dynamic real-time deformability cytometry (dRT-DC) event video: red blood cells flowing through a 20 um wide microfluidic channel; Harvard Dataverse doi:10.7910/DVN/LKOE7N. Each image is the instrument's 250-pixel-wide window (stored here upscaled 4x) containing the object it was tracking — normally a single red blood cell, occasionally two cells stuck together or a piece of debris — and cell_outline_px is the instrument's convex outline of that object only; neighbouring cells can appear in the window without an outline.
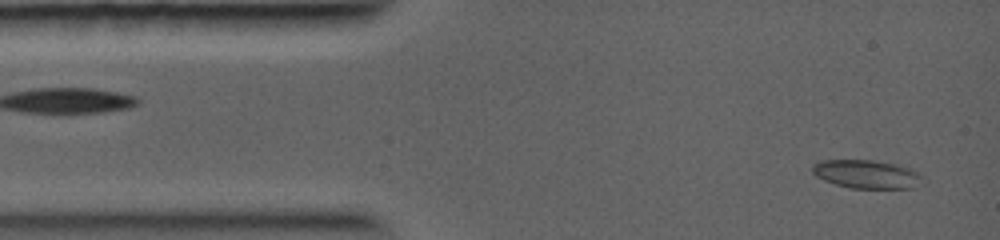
{"species": "common noctule bat (a hibernating species)", "species_latin": "Nyctalus noctula", "temperature_condition": "warm", "stored_images_in_passage": 2, "camera_frame_rate_fps": 5000, "um_per_image_px": 0.085, "animal": {"sex": "female", "body_mass_g": 19.0, "forearm_length_mm": 56.7}, "frame": {"image": 1, "passage_image": 2, "time_ms": 0.6, "image_size_px": [1000, 240], "cell_outline_px": [[924, 184], [916, 188], [848, 188], [824, 180], [816, 176], [812, 172], [812, 164], [820, 160], [872, 160], [892, 164], [908, 168], [916, 172], [920, 176]], "centroid_in_image_um": [73.64, 14.82], "position_along_channel_um": 11.4, "area_um2": 18.21}}